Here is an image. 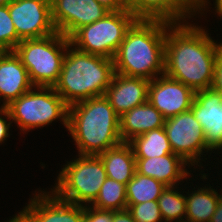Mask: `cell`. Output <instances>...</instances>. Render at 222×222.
I'll list each match as a JSON object with an SVG mask.
<instances>
[{"label":"cell","mask_w":222,"mask_h":222,"mask_svg":"<svg viewBox=\"0 0 222 222\" xmlns=\"http://www.w3.org/2000/svg\"><path fill=\"white\" fill-rule=\"evenodd\" d=\"M8 11L20 40L44 38L57 32L49 0H12Z\"/></svg>","instance_id":"30bf717a"},{"label":"cell","mask_w":222,"mask_h":222,"mask_svg":"<svg viewBox=\"0 0 222 222\" xmlns=\"http://www.w3.org/2000/svg\"><path fill=\"white\" fill-rule=\"evenodd\" d=\"M69 44V38L56 32L44 38L21 40L14 52L27 69L34 86L54 87Z\"/></svg>","instance_id":"5b68a950"},{"label":"cell","mask_w":222,"mask_h":222,"mask_svg":"<svg viewBox=\"0 0 222 222\" xmlns=\"http://www.w3.org/2000/svg\"><path fill=\"white\" fill-rule=\"evenodd\" d=\"M164 130L173 153L181 156L189 165H198L203 150L210 151L203 128L191 110L166 118Z\"/></svg>","instance_id":"9c48e42d"},{"label":"cell","mask_w":222,"mask_h":222,"mask_svg":"<svg viewBox=\"0 0 222 222\" xmlns=\"http://www.w3.org/2000/svg\"><path fill=\"white\" fill-rule=\"evenodd\" d=\"M82 222H113V211L101 210L85 205Z\"/></svg>","instance_id":"83f0119b"},{"label":"cell","mask_w":222,"mask_h":222,"mask_svg":"<svg viewBox=\"0 0 222 222\" xmlns=\"http://www.w3.org/2000/svg\"><path fill=\"white\" fill-rule=\"evenodd\" d=\"M102 160L108 178L127 184L136 172V158L128 142L107 149L98 155Z\"/></svg>","instance_id":"ffe728a7"},{"label":"cell","mask_w":222,"mask_h":222,"mask_svg":"<svg viewBox=\"0 0 222 222\" xmlns=\"http://www.w3.org/2000/svg\"><path fill=\"white\" fill-rule=\"evenodd\" d=\"M150 80L115 73L104 96L121 117L125 112L148 101Z\"/></svg>","instance_id":"2e32d148"},{"label":"cell","mask_w":222,"mask_h":222,"mask_svg":"<svg viewBox=\"0 0 222 222\" xmlns=\"http://www.w3.org/2000/svg\"><path fill=\"white\" fill-rule=\"evenodd\" d=\"M136 20L128 9L110 11L100 20L79 28L69 38L70 44L82 52L113 59Z\"/></svg>","instance_id":"52a82bcc"},{"label":"cell","mask_w":222,"mask_h":222,"mask_svg":"<svg viewBox=\"0 0 222 222\" xmlns=\"http://www.w3.org/2000/svg\"><path fill=\"white\" fill-rule=\"evenodd\" d=\"M127 209L135 222H163L157 201L127 204Z\"/></svg>","instance_id":"4316f807"},{"label":"cell","mask_w":222,"mask_h":222,"mask_svg":"<svg viewBox=\"0 0 222 222\" xmlns=\"http://www.w3.org/2000/svg\"><path fill=\"white\" fill-rule=\"evenodd\" d=\"M35 87L21 59L14 51L0 53V97L1 107H7L12 101Z\"/></svg>","instance_id":"e0dca14e"},{"label":"cell","mask_w":222,"mask_h":222,"mask_svg":"<svg viewBox=\"0 0 222 222\" xmlns=\"http://www.w3.org/2000/svg\"><path fill=\"white\" fill-rule=\"evenodd\" d=\"M165 188L166 185L162 182L135 172L133 178L126 184L127 204L157 201Z\"/></svg>","instance_id":"603a6c76"},{"label":"cell","mask_w":222,"mask_h":222,"mask_svg":"<svg viewBox=\"0 0 222 222\" xmlns=\"http://www.w3.org/2000/svg\"><path fill=\"white\" fill-rule=\"evenodd\" d=\"M195 91L165 74L150 80L148 101L166 118L191 109Z\"/></svg>","instance_id":"7c38bea8"},{"label":"cell","mask_w":222,"mask_h":222,"mask_svg":"<svg viewBox=\"0 0 222 222\" xmlns=\"http://www.w3.org/2000/svg\"><path fill=\"white\" fill-rule=\"evenodd\" d=\"M96 1L109 11H119L127 9L125 0H96Z\"/></svg>","instance_id":"4dcf8cb0"},{"label":"cell","mask_w":222,"mask_h":222,"mask_svg":"<svg viewBox=\"0 0 222 222\" xmlns=\"http://www.w3.org/2000/svg\"><path fill=\"white\" fill-rule=\"evenodd\" d=\"M187 163L181 156L170 153L162 157L136 159V172L152 177L166 186H175L187 178Z\"/></svg>","instance_id":"ac0fdd59"},{"label":"cell","mask_w":222,"mask_h":222,"mask_svg":"<svg viewBox=\"0 0 222 222\" xmlns=\"http://www.w3.org/2000/svg\"><path fill=\"white\" fill-rule=\"evenodd\" d=\"M21 40L18 38L8 5L0 6V50L14 51Z\"/></svg>","instance_id":"484cf974"},{"label":"cell","mask_w":222,"mask_h":222,"mask_svg":"<svg viewBox=\"0 0 222 222\" xmlns=\"http://www.w3.org/2000/svg\"><path fill=\"white\" fill-rule=\"evenodd\" d=\"M171 24L137 19L113 58L115 73L146 80L164 74L166 31Z\"/></svg>","instance_id":"7a4b0ae2"},{"label":"cell","mask_w":222,"mask_h":222,"mask_svg":"<svg viewBox=\"0 0 222 222\" xmlns=\"http://www.w3.org/2000/svg\"><path fill=\"white\" fill-rule=\"evenodd\" d=\"M215 8H216V13L218 15L222 12V0H215Z\"/></svg>","instance_id":"e575fe53"},{"label":"cell","mask_w":222,"mask_h":222,"mask_svg":"<svg viewBox=\"0 0 222 222\" xmlns=\"http://www.w3.org/2000/svg\"><path fill=\"white\" fill-rule=\"evenodd\" d=\"M91 205L97 209L110 211L127 209L126 185L107 177Z\"/></svg>","instance_id":"cb8c5ba5"},{"label":"cell","mask_w":222,"mask_h":222,"mask_svg":"<svg viewBox=\"0 0 222 222\" xmlns=\"http://www.w3.org/2000/svg\"><path fill=\"white\" fill-rule=\"evenodd\" d=\"M174 186H166L158 198V206L164 222H181L185 221L186 215V199L174 190Z\"/></svg>","instance_id":"d4e9b609"},{"label":"cell","mask_w":222,"mask_h":222,"mask_svg":"<svg viewBox=\"0 0 222 222\" xmlns=\"http://www.w3.org/2000/svg\"><path fill=\"white\" fill-rule=\"evenodd\" d=\"M210 222H222V193H221V196L219 198V202H218V205L216 207V211L213 214V216L211 217Z\"/></svg>","instance_id":"d6a6232c"},{"label":"cell","mask_w":222,"mask_h":222,"mask_svg":"<svg viewBox=\"0 0 222 222\" xmlns=\"http://www.w3.org/2000/svg\"><path fill=\"white\" fill-rule=\"evenodd\" d=\"M50 2L55 29L67 38L79 28L100 20L110 12L96 0H51Z\"/></svg>","instance_id":"8fae6325"},{"label":"cell","mask_w":222,"mask_h":222,"mask_svg":"<svg viewBox=\"0 0 222 222\" xmlns=\"http://www.w3.org/2000/svg\"><path fill=\"white\" fill-rule=\"evenodd\" d=\"M67 129L79 155H99L122 143L120 116L104 95L70 105Z\"/></svg>","instance_id":"3957f363"},{"label":"cell","mask_w":222,"mask_h":222,"mask_svg":"<svg viewBox=\"0 0 222 222\" xmlns=\"http://www.w3.org/2000/svg\"><path fill=\"white\" fill-rule=\"evenodd\" d=\"M221 50L202 27L172 23L166 31L164 74L195 92L212 88Z\"/></svg>","instance_id":"6da1fadb"},{"label":"cell","mask_w":222,"mask_h":222,"mask_svg":"<svg viewBox=\"0 0 222 222\" xmlns=\"http://www.w3.org/2000/svg\"><path fill=\"white\" fill-rule=\"evenodd\" d=\"M11 222H25L19 215H15L12 219Z\"/></svg>","instance_id":"d590c367"},{"label":"cell","mask_w":222,"mask_h":222,"mask_svg":"<svg viewBox=\"0 0 222 222\" xmlns=\"http://www.w3.org/2000/svg\"><path fill=\"white\" fill-rule=\"evenodd\" d=\"M212 88L222 94V50L220 51L215 64L214 81Z\"/></svg>","instance_id":"f546056e"},{"label":"cell","mask_w":222,"mask_h":222,"mask_svg":"<svg viewBox=\"0 0 222 222\" xmlns=\"http://www.w3.org/2000/svg\"><path fill=\"white\" fill-rule=\"evenodd\" d=\"M34 88V91L30 89L6 107L10 112L11 120L19 125L21 131L44 127L58 118L68 128L69 106L54 87L35 86Z\"/></svg>","instance_id":"ba28073f"},{"label":"cell","mask_w":222,"mask_h":222,"mask_svg":"<svg viewBox=\"0 0 222 222\" xmlns=\"http://www.w3.org/2000/svg\"><path fill=\"white\" fill-rule=\"evenodd\" d=\"M208 0H192V3L194 5V7L196 8V12L198 11L199 13H201L200 11H202L208 3Z\"/></svg>","instance_id":"836d02e7"},{"label":"cell","mask_w":222,"mask_h":222,"mask_svg":"<svg viewBox=\"0 0 222 222\" xmlns=\"http://www.w3.org/2000/svg\"><path fill=\"white\" fill-rule=\"evenodd\" d=\"M50 193L41 191L34 195L18 215L25 222H82L84 205L63 201Z\"/></svg>","instance_id":"4fadbf2b"},{"label":"cell","mask_w":222,"mask_h":222,"mask_svg":"<svg viewBox=\"0 0 222 222\" xmlns=\"http://www.w3.org/2000/svg\"><path fill=\"white\" fill-rule=\"evenodd\" d=\"M0 144L6 140L7 137H9V128L11 122H8L7 120H11V115L9 110L6 107H0ZM4 115V116H2ZM7 119H5V118ZM8 122V123H7Z\"/></svg>","instance_id":"f1b7e54d"},{"label":"cell","mask_w":222,"mask_h":222,"mask_svg":"<svg viewBox=\"0 0 222 222\" xmlns=\"http://www.w3.org/2000/svg\"><path fill=\"white\" fill-rule=\"evenodd\" d=\"M136 159L162 157L173 153L164 127L150 130L128 142Z\"/></svg>","instance_id":"7402d4cb"},{"label":"cell","mask_w":222,"mask_h":222,"mask_svg":"<svg viewBox=\"0 0 222 222\" xmlns=\"http://www.w3.org/2000/svg\"><path fill=\"white\" fill-rule=\"evenodd\" d=\"M67 163L58 175L52 192L61 200L91 204L107 178L104 164L98 155H79Z\"/></svg>","instance_id":"8992f818"},{"label":"cell","mask_w":222,"mask_h":222,"mask_svg":"<svg viewBox=\"0 0 222 222\" xmlns=\"http://www.w3.org/2000/svg\"><path fill=\"white\" fill-rule=\"evenodd\" d=\"M72 47L71 44L67 47L58 82L54 85L68 106L103 96L115 74L113 59Z\"/></svg>","instance_id":"277c9868"},{"label":"cell","mask_w":222,"mask_h":222,"mask_svg":"<svg viewBox=\"0 0 222 222\" xmlns=\"http://www.w3.org/2000/svg\"><path fill=\"white\" fill-rule=\"evenodd\" d=\"M219 16H221V18H222V12L219 14ZM220 46L222 48V43H220Z\"/></svg>","instance_id":"74e56055"},{"label":"cell","mask_w":222,"mask_h":222,"mask_svg":"<svg viewBox=\"0 0 222 222\" xmlns=\"http://www.w3.org/2000/svg\"><path fill=\"white\" fill-rule=\"evenodd\" d=\"M113 222H135L128 209L113 211Z\"/></svg>","instance_id":"1f68e13d"},{"label":"cell","mask_w":222,"mask_h":222,"mask_svg":"<svg viewBox=\"0 0 222 222\" xmlns=\"http://www.w3.org/2000/svg\"><path fill=\"white\" fill-rule=\"evenodd\" d=\"M219 195L216 190L209 188H198L186 199V215L187 222H210L211 217L216 211L219 202Z\"/></svg>","instance_id":"44dd1931"},{"label":"cell","mask_w":222,"mask_h":222,"mask_svg":"<svg viewBox=\"0 0 222 222\" xmlns=\"http://www.w3.org/2000/svg\"><path fill=\"white\" fill-rule=\"evenodd\" d=\"M165 118L149 102L136 106L120 117V136L122 142H129L134 137L150 130L164 127Z\"/></svg>","instance_id":"d6986e66"},{"label":"cell","mask_w":222,"mask_h":222,"mask_svg":"<svg viewBox=\"0 0 222 222\" xmlns=\"http://www.w3.org/2000/svg\"><path fill=\"white\" fill-rule=\"evenodd\" d=\"M190 110L203 128L206 146L222 149V94L213 88L196 91Z\"/></svg>","instance_id":"5bb4252c"},{"label":"cell","mask_w":222,"mask_h":222,"mask_svg":"<svg viewBox=\"0 0 222 222\" xmlns=\"http://www.w3.org/2000/svg\"><path fill=\"white\" fill-rule=\"evenodd\" d=\"M12 0H0V6L1 5H8Z\"/></svg>","instance_id":"8d00e7d4"},{"label":"cell","mask_w":222,"mask_h":222,"mask_svg":"<svg viewBox=\"0 0 222 222\" xmlns=\"http://www.w3.org/2000/svg\"><path fill=\"white\" fill-rule=\"evenodd\" d=\"M127 9L137 18L181 23L196 15L192 0H125Z\"/></svg>","instance_id":"9a60e30c"}]
</instances>
